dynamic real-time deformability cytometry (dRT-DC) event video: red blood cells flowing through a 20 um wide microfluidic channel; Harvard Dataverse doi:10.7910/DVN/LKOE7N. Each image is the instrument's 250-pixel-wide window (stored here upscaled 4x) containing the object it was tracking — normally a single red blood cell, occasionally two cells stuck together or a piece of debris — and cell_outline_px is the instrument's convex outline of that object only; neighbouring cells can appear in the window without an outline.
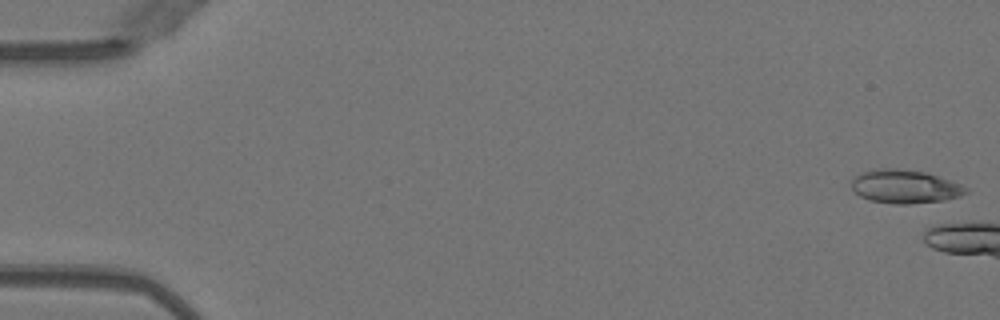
{"species": "Egyptian fruit bat (a non-hibernating species)", "species_latin": "Rousettus aegyptiacus", "temperature_condition": "warm", "stored_images_in_passage": 6, "camera_frame_rate_fps": 3000, "um_per_image_px": 0.085, "animal": {"sex": "female"}, "frame": {"image": 1, "passage_image": 1, "time_ms": 0.0, "image_size_px": [1000, 320], "cell_outline_px": [[968, 192], [960, 196], [944, 200], [908, 204], [896, 204], [868, 200], [860, 196], [852, 188], [852, 180], [860, 172], [880, 168], [896, 168], [924, 172], [960, 184], [968, 188]], "centroid_in_image_um": [76.9, 15.86], "position_along_channel_um": 8.1, "area_um2": 22.14}}